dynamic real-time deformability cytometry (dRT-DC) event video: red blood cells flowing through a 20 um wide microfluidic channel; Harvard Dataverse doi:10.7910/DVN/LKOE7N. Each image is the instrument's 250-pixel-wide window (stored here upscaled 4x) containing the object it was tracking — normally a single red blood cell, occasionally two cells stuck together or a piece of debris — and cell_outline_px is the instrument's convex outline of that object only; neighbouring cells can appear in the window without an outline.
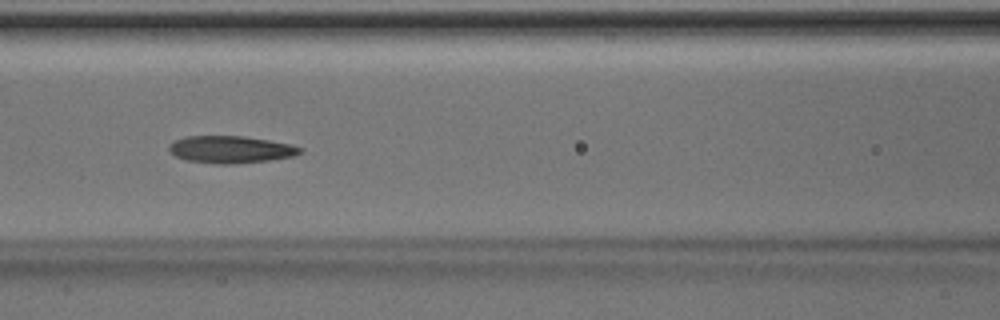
{"species": "Egyptian fruit bat (a non-hibernating species)", "species_latin": "Rousettus aegyptiacus", "temperature_condition": "room temperature", "stored_images_in_passage": 29, "camera_frame_rate_fps": 3000, "um_per_image_px": 0.085, "animal": {"sex": "male"}, "frame": {"image": 1, "passage_image": 21, "time_ms": 6.667, "image_size_px": [1000, 320], "cell_outline_px": [[304, 152], [292, 156], [268, 160], [232, 164], [216, 164], [184, 160], [176, 156], [168, 148], [168, 144], [184, 136], [244, 136], [292, 144], [304, 148]], "centroid_in_image_um": [19.62, 12.7], "position_along_channel_um": 147.0, "area_um2": 20.87}}